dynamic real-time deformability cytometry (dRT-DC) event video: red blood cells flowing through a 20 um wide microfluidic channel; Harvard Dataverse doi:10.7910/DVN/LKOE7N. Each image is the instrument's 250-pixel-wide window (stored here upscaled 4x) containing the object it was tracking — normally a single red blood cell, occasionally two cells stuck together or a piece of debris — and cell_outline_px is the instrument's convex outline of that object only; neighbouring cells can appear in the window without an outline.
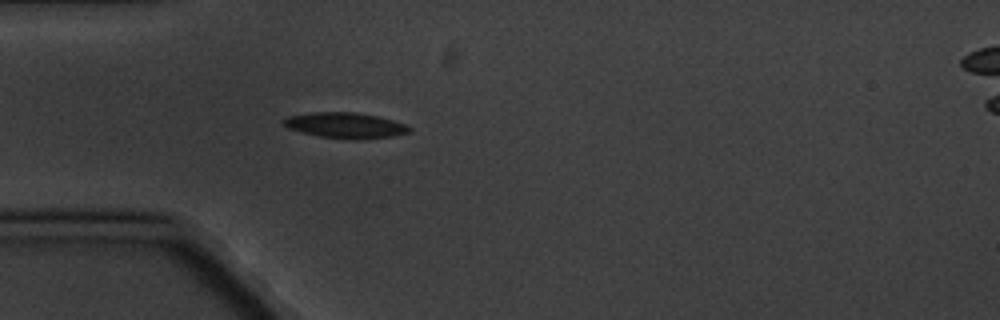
{"species": "common noctule bat (a hibernating species)", "species_latin": "Nyctalus noctula", "temperature_condition": "cold", "stored_images_in_passage": 4, "camera_frame_rate_fps": 3000, "um_per_image_px": 0.085, "animal": {"sex": "male", "body_mass_g": 20.1, "forearm_length_mm": 53.5}, "frame": {"image": 1, "passage_image": 4, "time_ms": 3.667, "image_size_px": [1000, 320], "cell_outline_px": [[412, 128], [408, 132], [392, 136], [356, 140], [352, 140], [320, 136], [288, 128], [280, 120], [288, 116], [312, 112], [356, 112], [376, 116], [408, 124]], "centroid_in_image_um": [29.36, 10.65], "position_along_channel_um": 55.6, "area_um2": 18.73}}